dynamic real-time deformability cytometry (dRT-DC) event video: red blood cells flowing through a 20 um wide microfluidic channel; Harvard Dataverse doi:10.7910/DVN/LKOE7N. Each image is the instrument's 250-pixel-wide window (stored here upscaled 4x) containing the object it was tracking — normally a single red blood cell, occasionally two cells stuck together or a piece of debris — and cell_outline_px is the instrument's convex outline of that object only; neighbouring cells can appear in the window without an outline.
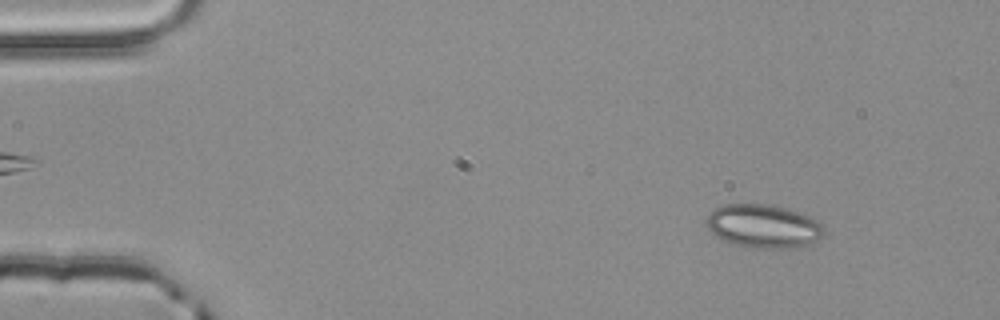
{"species": "common noctule bat (a hibernating species)", "species_latin": "Nyctalus noctula", "temperature_condition": "room temperature", "stored_images_in_passage": 3, "camera_frame_rate_fps": 3000, "um_per_image_px": 0.085, "animal": {"sex": "male", "body_mass_g": 20.4}, "frame": {"image": 1, "passage_image": 1, "time_ms": 0.0, "image_size_px": [1000, 320], "cell_outline_px": [[824, 232], [816, 240], [804, 244], [788, 248], [756, 248], [728, 244], [716, 236], [708, 228], [708, 212], [712, 208], [724, 204], [768, 204], [804, 212], [820, 220], [824, 228]], "centroid_in_image_um": [64.88, 19.2], "position_along_channel_um": 20.1, "area_um2": 30.06}}